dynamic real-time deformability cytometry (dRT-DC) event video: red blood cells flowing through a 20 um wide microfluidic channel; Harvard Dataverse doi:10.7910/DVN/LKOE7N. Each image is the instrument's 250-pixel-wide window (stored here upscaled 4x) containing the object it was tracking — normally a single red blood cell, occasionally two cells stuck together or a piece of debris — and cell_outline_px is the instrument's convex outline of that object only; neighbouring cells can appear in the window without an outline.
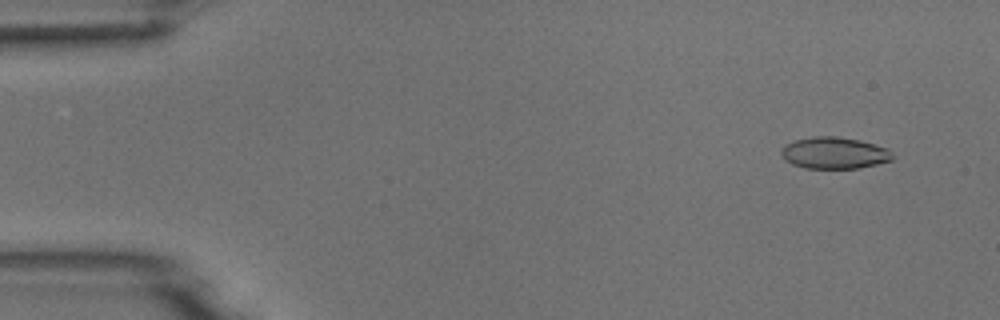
{"species": "common noctule bat (a hibernating species)", "species_latin": "Nyctalus noctula", "temperature_condition": "room temperature", "stored_images_in_passage": 4, "camera_frame_rate_fps": 3000, "um_per_image_px": 0.085, "animal": {"sex": "male", "body_mass_g": 18.8}, "frame": {"image": 1, "passage_image": 1, "time_ms": 0.0, "image_size_px": [1000, 320], "cell_outline_px": [[892, 160], [860, 168], [804, 168], [792, 164], [784, 160], [780, 152], [780, 148], [784, 144], [792, 140], [812, 136], [836, 136], [860, 140], [888, 148], [892, 156]], "centroid_in_image_um": [70.85, 12.99], "position_along_channel_um": 14.2, "area_um2": 20.75}}
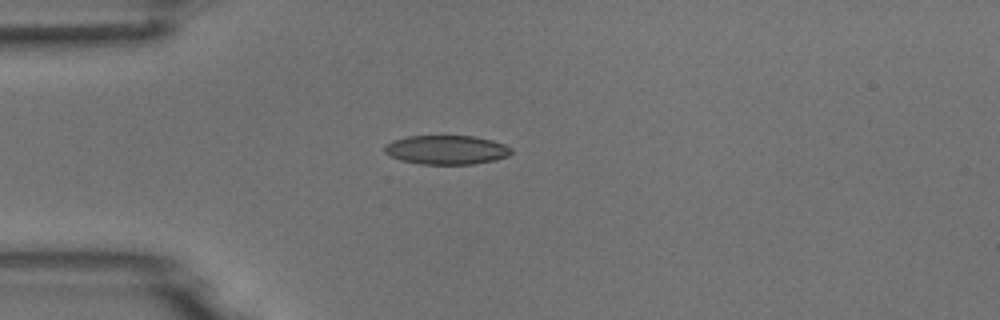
{"frame": {"image": 2, "passage_image": 4, "time_ms": 3.333, "image_size_px": [1000, 320], "cell_outline_px": [[512, 152], [508, 156], [496, 160], [472, 164], [420, 164], [400, 160], [384, 152], [384, 144], [392, 140], [408, 136], [472, 136], [492, 140], [504, 144], [512, 148]], "centroid_in_image_um": [37.94, 12.73], "position_along_channel_um": 47.1, "area_um2": 21.56}}